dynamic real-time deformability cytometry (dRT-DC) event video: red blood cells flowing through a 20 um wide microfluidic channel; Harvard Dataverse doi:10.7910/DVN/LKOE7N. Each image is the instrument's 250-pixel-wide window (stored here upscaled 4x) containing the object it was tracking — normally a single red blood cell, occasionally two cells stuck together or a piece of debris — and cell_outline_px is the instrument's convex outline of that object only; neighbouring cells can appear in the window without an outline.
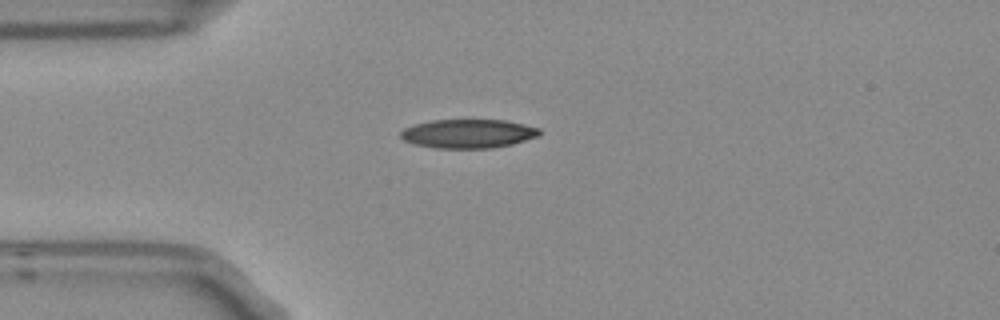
{"species": "Egyptian fruit bat (a non-hibernating species)", "species_latin": "Rousettus aegyptiacus", "temperature_condition": "room temperature", "stored_images_in_passage": 1, "camera_frame_rate_fps": 3000, "um_per_image_px": 0.085, "frame": {"image": 1, "passage_image": 1, "time_ms": 0.0, "image_size_px": [1000, 320], "cell_outline_px": [[540, 136], [512, 144], [492, 148], [436, 148], [412, 144], [404, 140], [400, 136], [400, 132], [404, 128], [416, 124], [432, 120], [504, 120], [524, 124], [540, 128]], "centroid_in_image_um": [39.8, 11.36], "position_along_channel_um": 45.2, "area_um2": 23.41}}